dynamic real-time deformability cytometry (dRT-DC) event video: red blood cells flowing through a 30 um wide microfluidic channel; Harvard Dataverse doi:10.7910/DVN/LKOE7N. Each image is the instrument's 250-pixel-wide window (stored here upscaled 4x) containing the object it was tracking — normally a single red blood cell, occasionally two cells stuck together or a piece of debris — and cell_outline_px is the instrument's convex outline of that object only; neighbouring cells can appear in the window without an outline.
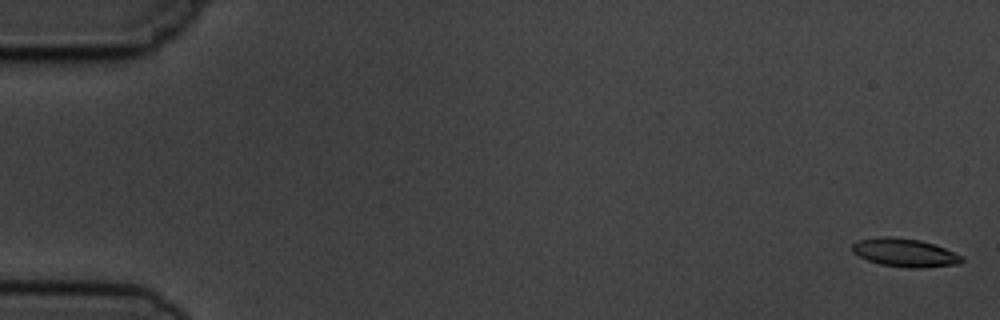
{"species": "common noctule bat (a hibernating species)", "species_latin": "Nyctalus noctula", "temperature_condition": "cold", "stored_images_in_passage": 5, "camera_frame_rate_fps": 3000, "um_per_image_px": 0.085, "animal": {"sex": "male", "body_mass_g": 19.5, "forearm_length_mm": 54.6}, "frame": {"image": 1, "passage_image": 1, "time_ms": 0.0, "image_size_px": [1000, 320], "cell_outline_px": [[964, 260], [960, 264], [920, 268], [908, 268], [880, 264], [868, 260], [852, 252], [852, 244], [856, 240], [880, 236], [892, 236], [920, 240], [944, 248], [964, 256]], "centroid_in_image_um": [76.9, 21.47], "position_along_channel_um": 8.1, "area_um2": 18.21}}
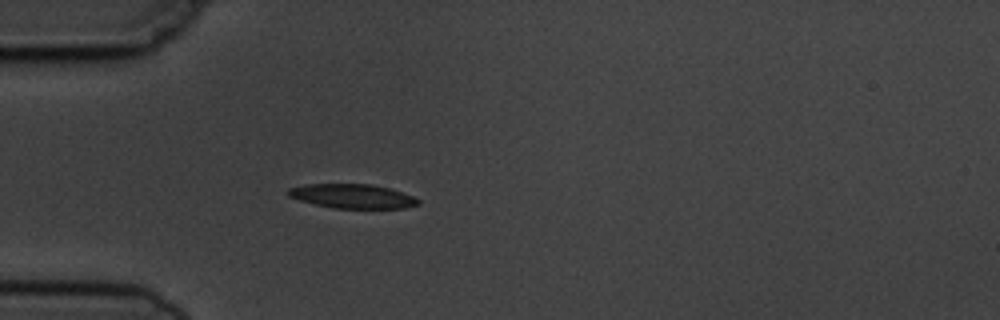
{"frame": {"image": 2, "passage_image": 5, "time_ms": 5.0, "image_size_px": [1000, 320], "cell_outline_px": [[420, 204], [404, 208], [332, 208], [300, 200], [288, 196], [288, 188], [304, 184], [372, 184], [388, 188], [412, 196], [420, 200]], "centroid_in_image_um": [29.94, 16.67], "position_along_channel_um": 55.1, "area_um2": 18.21}}